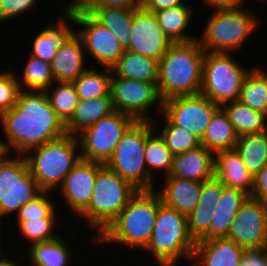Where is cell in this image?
<instances>
[{"instance_id": "obj_1", "label": "cell", "mask_w": 267, "mask_h": 266, "mask_svg": "<svg viewBox=\"0 0 267 266\" xmlns=\"http://www.w3.org/2000/svg\"><path fill=\"white\" fill-rule=\"evenodd\" d=\"M7 153L26 155L66 134L65 124L50 106L45 91L20 89L14 107L0 115Z\"/></svg>"}, {"instance_id": "obj_2", "label": "cell", "mask_w": 267, "mask_h": 266, "mask_svg": "<svg viewBox=\"0 0 267 266\" xmlns=\"http://www.w3.org/2000/svg\"><path fill=\"white\" fill-rule=\"evenodd\" d=\"M204 54L197 39L170 45L158 61L157 90L162 101L200 93Z\"/></svg>"}, {"instance_id": "obj_3", "label": "cell", "mask_w": 267, "mask_h": 266, "mask_svg": "<svg viewBox=\"0 0 267 266\" xmlns=\"http://www.w3.org/2000/svg\"><path fill=\"white\" fill-rule=\"evenodd\" d=\"M161 199L156 190H139L94 244L117 243L143 250L150 241Z\"/></svg>"}, {"instance_id": "obj_4", "label": "cell", "mask_w": 267, "mask_h": 266, "mask_svg": "<svg viewBox=\"0 0 267 266\" xmlns=\"http://www.w3.org/2000/svg\"><path fill=\"white\" fill-rule=\"evenodd\" d=\"M138 191L105 164L98 170L89 205L78 215L86 220L89 229H96L89 243H94Z\"/></svg>"}, {"instance_id": "obj_5", "label": "cell", "mask_w": 267, "mask_h": 266, "mask_svg": "<svg viewBox=\"0 0 267 266\" xmlns=\"http://www.w3.org/2000/svg\"><path fill=\"white\" fill-rule=\"evenodd\" d=\"M195 245L187 217L161 203L150 241L143 251L152 252L159 266H176L182 258L192 262Z\"/></svg>"}, {"instance_id": "obj_6", "label": "cell", "mask_w": 267, "mask_h": 266, "mask_svg": "<svg viewBox=\"0 0 267 266\" xmlns=\"http://www.w3.org/2000/svg\"><path fill=\"white\" fill-rule=\"evenodd\" d=\"M24 156L40 189L52 193L62 185L68 173L81 159L78 136L65 134Z\"/></svg>"}, {"instance_id": "obj_7", "label": "cell", "mask_w": 267, "mask_h": 266, "mask_svg": "<svg viewBox=\"0 0 267 266\" xmlns=\"http://www.w3.org/2000/svg\"><path fill=\"white\" fill-rule=\"evenodd\" d=\"M253 13L245 6L234 10L212 11L201 37L197 38L204 52L235 53L242 49L245 40L261 24V19Z\"/></svg>"}, {"instance_id": "obj_8", "label": "cell", "mask_w": 267, "mask_h": 266, "mask_svg": "<svg viewBox=\"0 0 267 266\" xmlns=\"http://www.w3.org/2000/svg\"><path fill=\"white\" fill-rule=\"evenodd\" d=\"M146 121H136L123 135L105 165L138 190H154L145 163Z\"/></svg>"}, {"instance_id": "obj_9", "label": "cell", "mask_w": 267, "mask_h": 266, "mask_svg": "<svg viewBox=\"0 0 267 266\" xmlns=\"http://www.w3.org/2000/svg\"><path fill=\"white\" fill-rule=\"evenodd\" d=\"M232 54L234 53L204 54L200 93L220 106L238 100L243 81L252 68L247 70Z\"/></svg>"}, {"instance_id": "obj_10", "label": "cell", "mask_w": 267, "mask_h": 266, "mask_svg": "<svg viewBox=\"0 0 267 266\" xmlns=\"http://www.w3.org/2000/svg\"><path fill=\"white\" fill-rule=\"evenodd\" d=\"M11 155L7 153L0 160V221L3 216L17 214L23 205L42 192L30 173L25 156Z\"/></svg>"}, {"instance_id": "obj_11", "label": "cell", "mask_w": 267, "mask_h": 266, "mask_svg": "<svg viewBox=\"0 0 267 266\" xmlns=\"http://www.w3.org/2000/svg\"><path fill=\"white\" fill-rule=\"evenodd\" d=\"M137 120L129 114L114 111L78 135L81 159L105 164L123 135Z\"/></svg>"}, {"instance_id": "obj_12", "label": "cell", "mask_w": 267, "mask_h": 266, "mask_svg": "<svg viewBox=\"0 0 267 266\" xmlns=\"http://www.w3.org/2000/svg\"><path fill=\"white\" fill-rule=\"evenodd\" d=\"M110 93L114 110L129 114L137 121H152L154 118L148 110L151 111L154 105L158 112L156 116L162 112L157 83L116 77L112 73Z\"/></svg>"}, {"instance_id": "obj_13", "label": "cell", "mask_w": 267, "mask_h": 266, "mask_svg": "<svg viewBox=\"0 0 267 266\" xmlns=\"http://www.w3.org/2000/svg\"><path fill=\"white\" fill-rule=\"evenodd\" d=\"M221 108L201 93L176 96L162 101L161 114L172 125L202 139L214 114Z\"/></svg>"}, {"instance_id": "obj_14", "label": "cell", "mask_w": 267, "mask_h": 266, "mask_svg": "<svg viewBox=\"0 0 267 266\" xmlns=\"http://www.w3.org/2000/svg\"><path fill=\"white\" fill-rule=\"evenodd\" d=\"M70 13L75 25H80L75 32L82 39L85 52L100 64L99 67L112 69L125 52L115 35L83 10Z\"/></svg>"}, {"instance_id": "obj_15", "label": "cell", "mask_w": 267, "mask_h": 266, "mask_svg": "<svg viewBox=\"0 0 267 266\" xmlns=\"http://www.w3.org/2000/svg\"><path fill=\"white\" fill-rule=\"evenodd\" d=\"M227 239L246 250L267 248V208L249 196L235 215Z\"/></svg>"}, {"instance_id": "obj_16", "label": "cell", "mask_w": 267, "mask_h": 266, "mask_svg": "<svg viewBox=\"0 0 267 266\" xmlns=\"http://www.w3.org/2000/svg\"><path fill=\"white\" fill-rule=\"evenodd\" d=\"M171 44L154 13L142 7L133 9L131 40L126 50L159 61Z\"/></svg>"}, {"instance_id": "obj_17", "label": "cell", "mask_w": 267, "mask_h": 266, "mask_svg": "<svg viewBox=\"0 0 267 266\" xmlns=\"http://www.w3.org/2000/svg\"><path fill=\"white\" fill-rule=\"evenodd\" d=\"M103 163L80 159L58 188L66 206L78 216L88 205L94 191L98 170Z\"/></svg>"}, {"instance_id": "obj_18", "label": "cell", "mask_w": 267, "mask_h": 266, "mask_svg": "<svg viewBox=\"0 0 267 266\" xmlns=\"http://www.w3.org/2000/svg\"><path fill=\"white\" fill-rule=\"evenodd\" d=\"M246 249L227 238L200 240L194 247L195 266H239Z\"/></svg>"}, {"instance_id": "obj_19", "label": "cell", "mask_w": 267, "mask_h": 266, "mask_svg": "<svg viewBox=\"0 0 267 266\" xmlns=\"http://www.w3.org/2000/svg\"><path fill=\"white\" fill-rule=\"evenodd\" d=\"M214 153L202 145L173 156L168 176L204 182L214 177Z\"/></svg>"}, {"instance_id": "obj_20", "label": "cell", "mask_w": 267, "mask_h": 266, "mask_svg": "<svg viewBox=\"0 0 267 266\" xmlns=\"http://www.w3.org/2000/svg\"><path fill=\"white\" fill-rule=\"evenodd\" d=\"M85 48L76 32L59 48L50 62L54 82H73L88 68Z\"/></svg>"}, {"instance_id": "obj_21", "label": "cell", "mask_w": 267, "mask_h": 266, "mask_svg": "<svg viewBox=\"0 0 267 266\" xmlns=\"http://www.w3.org/2000/svg\"><path fill=\"white\" fill-rule=\"evenodd\" d=\"M214 176L224 185L244 191L249 196L254 188V176L248 172L235 148L214 154Z\"/></svg>"}, {"instance_id": "obj_22", "label": "cell", "mask_w": 267, "mask_h": 266, "mask_svg": "<svg viewBox=\"0 0 267 266\" xmlns=\"http://www.w3.org/2000/svg\"><path fill=\"white\" fill-rule=\"evenodd\" d=\"M62 15L57 17L56 24L43 27L35 36L30 55L51 62L57 50L75 33V28L70 25L75 24L73 15L70 12Z\"/></svg>"}, {"instance_id": "obj_23", "label": "cell", "mask_w": 267, "mask_h": 266, "mask_svg": "<svg viewBox=\"0 0 267 266\" xmlns=\"http://www.w3.org/2000/svg\"><path fill=\"white\" fill-rule=\"evenodd\" d=\"M163 181L164 186L156 191L161 202L188 217L198 205L202 182L171 176L164 177Z\"/></svg>"}, {"instance_id": "obj_24", "label": "cell", "mask_w": 267, "mask_h": 266, "mask_svg": "<svg viewBox=\"0 0 267 266\" xmlns=\"http://www.w3.org/2000/svg\"><path fill=\"white\" fill-rule=\"evenodd\" d=\"M114 111L111 96L92 100H80L73 115L65 123V132L72 136H78L86 128L91 127Z\"/></svg>"}, {"instance_id": "obj_25", "label": "cell", "mask_w": 267, "mask_h": 266, "mask_svg": "<svg viewBox=\"0 0 267 266\" xmlns=\"http://www.w3.org/2000/svg\"><path fill=\"white\" fill-rule=\"evenodd\" d=\"M249 197L244 191L224 186L210 225V239L227 238L230 225Z\"/></svg>"}, {"instance_id": "obj_26", "label": "cell", "mask_w": 267, "mask_h": 266, "mask_svg": "<svg viewBox=\"0 0 267 266\" xmlns=\"http://www.w3.org/2000/svg\"><path fill=\"white\" fill-rule=\"evenodd\" d=\"M98 23L108 28L126 50L131 40L133 9L117 7L82 8Z\"/></svg>"}, {"instance_id": "obj_27", "label": "cell", "mask_w": 267, "mask_h": 266, "mask_svg": "<svg viewBox=\"0 0 267 266\" xmlns=\"http://www.w3.org/2000/svg\"><path fill=\"white\" fill-rule=\"evenodd\" d=\"M163 33L172 43L190 42L196 40V35L186 34L191 18L193 17V8L190 5L175 6L168 9L153 12Z\"/></svg>"}, {"instance_id": "obj_28", "label": "cell", "mask_w": 267, "mask_h": 266, "mask_svg": "<svg viewBox=\"0 0 267 266\" xmlns=\"http://www.w3.org/2000/svg\"><path fill=\"white\" fill-rule=\"evenodd\" d=\"M157 122V119L146 121L145 163L148 173L153 179L157 178L155 172L159 170L160 172L164 170L163 177L169 175L174 156L166 147V144L160 134H155Z\"/></svg>"}, {"instance_id": "obj_29", "label": "cell", "mask_w": 267, "mask_h": 266, "mask_svg": "<svg viewBox=\"0 0 267 266\" xmlns=\"http://www.w3.org/2000/svg\"><path fill=\"white\" fill-rule=\"evenodd\" d=\"M112 73L116 77L157 83L158 61L125 50L118 62L112 67Z\"/></svg>"}, {"instance_id": "obj_30", "label": "cell", "mask_w": 267, "mask_h": 266, "mask_svg": "<svg viewBox=\"0 0 267 266\" xmlns=\"http://www.w3.org/2000/svg\"><path fill=\"white\" fill-rule=\"evenodd\" d=\"M233 124L238 137L267 131V115L253 110L239 100L221 106Z\"/></svg>"}, {"instance_id": "obj_31", "label": "cell", "mask_w": 267, "mask_h": 266, "mask_svg": "<svg viewBox=\"0 0 267 266\" xmlns=\"http://www.w3.org/2000/svg\"><path fill=\"white\" fill-rule=\"evenodd\" d=\"M238 135L229 121L227 114L220 108L212 117L200 145L214 154L217 151L233 149L237 143Z\"/></svg>"}, {"instance_id": "obj_32", "label": "cell", "mask_w": 267, "mask_h": 266, "mask_svg": "<svg viewBox=\"0 0 267 266\" xmlns=\"http://www.w3.org/2000/svg\"><path fill=\"white\" fill-rule=\"evenodd\" d=\"M69 246L61 236L48 242L31 245L27 250L28 259L32 264L29 266H71L73 261Z\"/></svg>"}, {"instance_id": "obj_33", "label": "cell", "mask_w": 267, "mask_h": 266, "mask_svg": "<svg viewBox=\"0 0 267 266\" xmlns=\"http://www.w3.org/2000/svg\"><path fill=\"white\" fill-rule=\"evenodd\" d=\"M254 66L247 73L238 100L253 110L267 115V68Z\"/></svg>"}, {"instance_id": "obj_34", "label": "cell", "mask_w": 267, "mask_h": 266, "mask_svg": "<svg viewBox=\"0 0 267 266\" xmlns=\"http://www.w3.org/2000/svg\"><path fill=\"white\" fill-rule=\"evenodd\" d=\"M253 176L267 164V131L238 137L234 147Z\"/></svg>"}, {"instance_id": "obj_35", "label": "cell", "mask_w": 267, "mask_h": 266, "mask_svg": "<svg viewBox=\"0 0 267 266\" xmlns=\"http://www.w3.org/2000/svg\"><path fill=\"white\" fill-rule=\"evenodd\" d=\"M103 69L101 72L95 67H90L72 82L80 100L111 96L112 69Z\"/></svg>"}, {"instance_id": "obj_36", "label": "cell", "mask_w": 267, "mask_h": 266, "mask_svg": "<svg viewBox=\"0 0 267 266\" xmlns=\"http://www.w3.org/2000/svg\"><path fill=\"white\" fill-rule=\"evenodd\" d=\"M23 66L22 75L19 76V79L17 76L20 89L26 91H45L54 82L50 62L29 54Z\"/></svg>"}, {"instance_id": "obj_37", "label": "cell", "mask_w": 267, "mask_h": 266, "mask_svg": "<svg viewBox=\"0 0 267 266\" xmlns=\"http://www.w3.org/2000/svg\"><path fill=\"white\" fill-rule=\"evenodd\" d=\"M54 83H52L45 92L50 106L65 124L73 115L80 98L72 82Z\"/></svg>"}, {"instance_id": "obj_38", "label": "cell", "mask_w": 267, "mask_h": 266, "mask_svg": "<svg viewBox=\"0 0 267 266\" xmlns=\"http://www.w3.org/2000/svg\"><path fill=\"white\" fill-rule=\"evenodd\" d=\"M159 116L162 118V121H164L162 123L165 125L162 124V131H156V133H160V136L163 138L166 147L173 155L181 154L200 146V140L189 131L172 125L165 117H163L161 113Z\"/></svg>"}, {"instance_id": "obj_39", "label": "cell", "mask_w": 267, "mask_h": 266, "mask_svg": "<svg viewBox=\"0 0 267 266\" xmlns=\"http://www.w3.org/2000/svg\"><path fill=\"white\" fill-rule=\"evenodd\" d=\"M49 191H42L37 197L23 205L15 217L17 222H27L35 219L57 218L56 207L49 196Z\"/></svg>"}, {"instance_id": "obj_40", "label": "cell", "mask_w": 267, "mask_h": 266, "mask_svg": "<svg viewBox=\"0 0 267 266\" xmlns=\"http://www.w3.org/2000/svg\"><path fill=\"white\" fill-rule=\"evenodd\" d=\"M56 218L35 219L27 222H16L20 233L25 236L26 240H30V244L48 242L58 237L54 232L56 227Z\"/></svg>"}, {"instance_id": "obj_41", "label": "cell", "mask_w": 267, "mask_h": 266, "mask_svg": "<svg viewBox=\"0 0 267 266\" xmlns=\"http://www.w3.org/2000/svg\"><path fill=\"white\" fill-rule=\"evenodd\" d=\"M216 208L215 205H197L188 215L189 233L195 242L210 240V225Z\"/></svg>"}, {"instance_id": "obj_42", "label": "cell", "mask_w": 267, "mask_h": 266, "mask_svg": "<svg viewBox=\"0 0 267 266\" xmlns=\"http://www.w3.org/2000/svg\"><path fill=\"white\" fill-rule=\"evenodd\" d=\"M19 91L17 74L11 70L0 71V115L14 107Z\"/></svg>"}, {"instance_id": "obj_43", "label": "cell", "mask_w": 267, "mask_h": 266, "mask_svg": "<svg viewBox=\"0 0 267 266\" xmlns=\"http://www.w3.org/2000/svg\"><path fill=\"white\" fill-rule=\"evenodd\" d=\"M38 1L39 0H0V23H5V21L9 20L12 21L23 13L25 14L35 9V6H38Z\"/></svg>"}, {"instance_id": "obj_44", "label": "cell", "mask_w": 267, "mask_h": 266, "mask_svg": "<svg viewBox=\"0 0 267 266\" xmlns=\"http://www.w3.org/2000/svg\"><path fill=\"white\" fill-rule=\"evenodd\" d=\"M224 185L214 176L202 182L198 205H218Z\"/></svg>"}, {"instance_id": "obj_45", "label": "cell", "mask_w": 267, "mask_h": 266, "mask_svg": "<svg viewBox=\"0 0 267 266\" xmlns=\"http://www.w3.org/2000/svg\"><path fill=\"white\" fill-rule=\"evenodd\" d=\"M100 7L137 9L141 7V0H90L83 8Z\"/></svg>"}, {"instance_id": "obj_46", "label": "cell", "mask_w": 267, "mask_h": 266, "mask_svg": "<svg viewBox=\"0 0 267 266\" xmlns=\"http://www.w3.org/2000/svg\"><path fill=\"white\" fill-rule=\"evenodd\" d=\"M239 266H267V248L246 250Z\"/></svg>"}, {"instance_id": "obj_47", "label": "cell", "mask_w": 267, "mask_h": 266, "mask_svg": "<svg viewBox=\"0 0 267 266\" xmlns=\"http://www.w3.org/2000/svg\"><path fill=\"white\" fill-rule=\"evenodd\" d=\"M184 0H141V7L148 12L168 9L175 6L187 5Z\"/></svg>"}, {"instance_id": "obj_48", "label": "cell", "mask_w": 267, "mask_h": 266, "mask_svg": "<svg viewBox=\"0 0 267 266\" xmlns=\"http://www.w3.org/2000/svg\"><path fill=\"white\" fill-rule=\"evenodd\" d=\"M246 0H204L203 4L213 9V11L218 10H234L240 8L245 4Z\"/></svg>"}, {"instance_id": "obj_49", "label": "cell", "mask_w": 267, "mask_h": 266, "mask_svg": "<svg viewBox=\"0 0 267 266\" xmlns=\"http://www.w3.org/2000/svg\"><path fill=\"white\" fill-rule=\"evenodd\" d=\"M267 185V164L254 176V188L250 197L259 199L265 193Z\"/></svg>"}, {"instance_id": "obj_50", "label": "cell", "mask_w": 267, "mask_h": 266, "mask_svg": "<svg viewBox=\"0 0 267 266\" xmlns=\"http://www.w3.org/2000/svg\"><path fill=\"white\" fill-rule=\"evenodd\" d=\"M90 0H71V2L66 4L64 7V12H73L76 10H81Z\"/></svg>"}, {"instance_id": "obj_51", "label": "cell", "mask_w": 267, "mask_h": 266, "mask_svg": "<svg viewBox=\"0 0 267 266\" xmlns=\"http://www.w3.org/2000/svg\"><path fill=\"white\" fill-rule=\"evenodd\" d=\"M17 261H13L12 259H8V256L4 255L0 258V266H18L16 265Z\"/></svg>"}, {"instance_id": "obj_52", "label": "cell", "mask_w": 267, "mask_h": 266, "mask_svg": "<svg viewBox=\"0 0 267 266\" xmlns=\"http://www.w3.org/2000/svg\"><path fill=\"white\" fill-rule=\"evenodd\" d=\"M258 200L267 208V185H265V193Z\"/></svg>"}, {"instance_id": "obj_53", "label": "cell", "mask_w": 267, "mask_h": 266, "mask_svg": "<svg viewBox=\"0 0 267 266\" xmlns=\"http://www.w3.org/2000/svg\"><path fill=\"white\" fill-rule=\"evenodd\" d=\"M2 138L0 139V160L7 154L6 150L4 149Z\"/></svg>"}, {"instance_id": "obj_54", "label": "cell", "mask_w": 267, "mask_h": 266, "mask_svg": "<svg viewBox=\"0 0 267 266\" xmlns=\"http://www.w3.org/2000/svg\"><path fill=\"white\" fill-rule=\"evenodd\" d=\"M1 227H2V223H0V232H1V230H2ZM1 238H2V237H1V233H0V239H1ZM0 243L3 244L2 239L0 240ZM1 244H0V258H1V256H2L1 254H3V253L1 252V251L3 250V248H1V246H2Z\"/></svg>"}]
</instances>
